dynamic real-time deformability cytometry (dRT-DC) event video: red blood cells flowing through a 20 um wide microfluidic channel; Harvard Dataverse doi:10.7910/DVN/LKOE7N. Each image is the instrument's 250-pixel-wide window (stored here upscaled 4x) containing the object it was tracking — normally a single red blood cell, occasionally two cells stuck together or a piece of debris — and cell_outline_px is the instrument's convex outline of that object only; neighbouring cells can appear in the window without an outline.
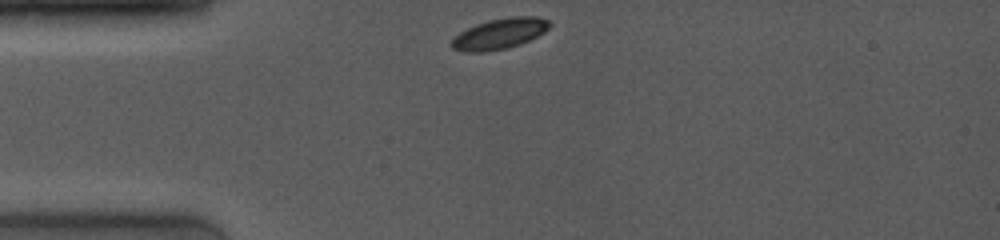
{"species": "common noctule bat (a hibernating species)", "species_latin": "Nyctalus noctula", "temperature_condition": "room temperature", "stored_images_in_passage": 11, "camera_frame_rate_fps": 4000, "um_per_image_px": 0.085, "animal": {"sex": "female", "body_mass_g": 19.0, "forearm_length_mm": 53.3}, "frame": {"image": 1, "passage_image": 1, "time_ms": 0.0, "image_size_px": [1000, 240], "cell_outline_px": [[552, 24], [544, 32], [520, 44], [508, 48], [484, 52], [464, 52], [452, 48], [448, 44], [460, 32], [476, 24], [488, 20], [512, 16], [536, 16], [548, 20]], "centroid_in_image_um": [42.45, 2.87], "position_along_channel_um": 42.6, "area_um2": 17.51}}